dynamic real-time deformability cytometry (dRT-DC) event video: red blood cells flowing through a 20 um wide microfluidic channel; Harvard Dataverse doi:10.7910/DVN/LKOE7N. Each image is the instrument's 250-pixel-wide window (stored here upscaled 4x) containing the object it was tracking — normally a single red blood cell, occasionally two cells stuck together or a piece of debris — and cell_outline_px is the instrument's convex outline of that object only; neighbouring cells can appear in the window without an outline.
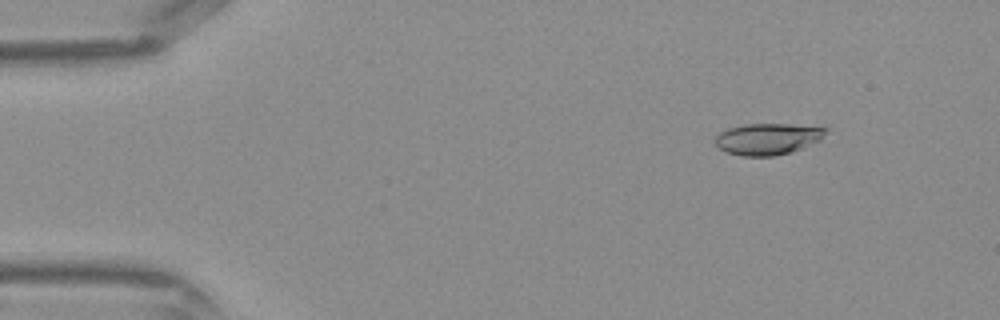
{"species": "Egyptian fruit bat (a non-hibernating species)", "species_latin": "Rousettus aegyptiacus", "temperature_condition": "warm", "stored_images_in_passage": 42, "camera_frame_rate_fps": 3000, "um_per_image_px": 0.085, "frame": {"image": 1, "passage_image": 5, "time_ms": 1.333, "image_size_px": [1000, 320], "cell_outline_px": [[828, 132], [820, 140], [792, 152], [776, 156], [740, 156], [728, 152], [720, 148], [716, 144], [716, 136], [720, 132], [728, 128], [744, 124], [788, 124], [828, 128]], "centroid_in_image_um": [65.27, 11.81], "position_along_channel_um": 19.7, "area_um2": 20.23}}
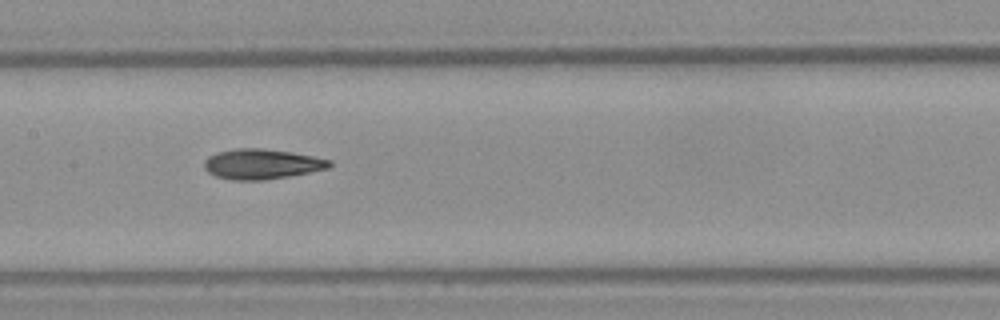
{"frame": {"image": 2, "passage_image": 21, "time_ms": 6.667, "image_size_px": [1000, 320], "cell_outline_px": [[332, 164], [328, 168], [288, 176], [264, 180], [232, 180], [216, 176], [208, 172], [204, 168], [204, 160], [208, 156], [216, 152], [236, 148], [264, 148], [292, 152], [332, 160]], "centroid_in_image_um": [22.22, 13.93], "position_along_channel_um": 185.2, "area_um2": 22.02}}
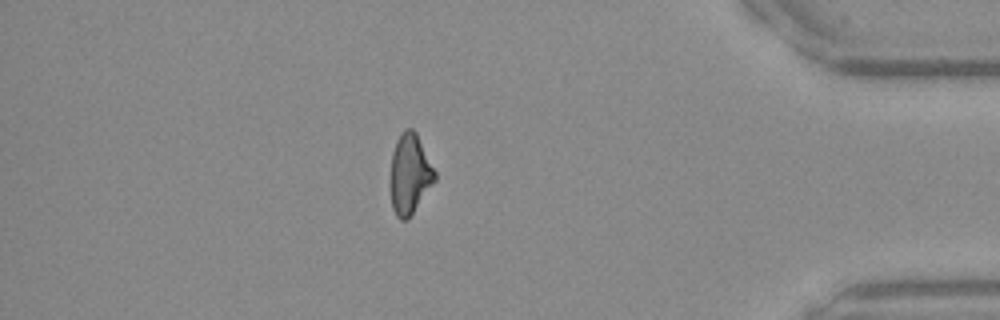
{"frame": {"image": 3, "passage_image": 37, "time_ms": 12.0, "image_size_px": [1000, 320], "cell_outline_px": [[436, 180], [408, 220], [400, 220], [396, 216], [392, 208], [392, 152], [396, 140], [404, 128], [412, 128], [416, 132], [436, 172]], "centroid_in_image_um": [34.85, 14.79], "position_along_channel_um": 400.3, "area_um2": 20.52}}